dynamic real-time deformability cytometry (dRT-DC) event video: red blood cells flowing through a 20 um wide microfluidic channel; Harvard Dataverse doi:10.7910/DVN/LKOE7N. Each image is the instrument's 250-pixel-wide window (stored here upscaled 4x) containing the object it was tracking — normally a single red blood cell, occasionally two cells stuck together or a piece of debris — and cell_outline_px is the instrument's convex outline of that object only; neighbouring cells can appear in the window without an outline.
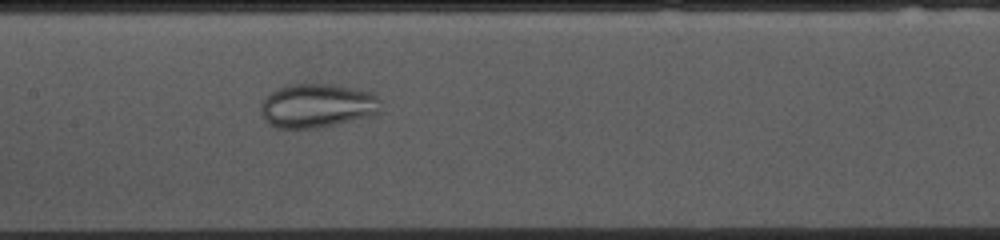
{"species": "common noctule bat (a hibernating species)", "species_latin": "Nyctalus noctula", "temperature_condition": "cold", "stored_images_in_passage": 52, "camera_frame_rate_fps": 3000, "um_per_image_px": 0.085, "animal": {"sex": "female", "body_mass_g": 10.0, "forearm_length_mm": 53.1}, "frame": {"image": 1, "passage_image": 23, "time_ms": 7.333, "image_size_px": [1000, 240], "cell_outline_px": [[380, 112], [368, 116], [336, 124], [316, 128], [276, 128], [264, 120], [260, 112], [260, 104], [272, 92], [280, 88], [292, 84], [332, 84], [372, 92], [380, 100]], "centroid_in_image_um": [26.95, 8.99], "position_along_channel_um": 180.5, "area_um2": 30.52}}
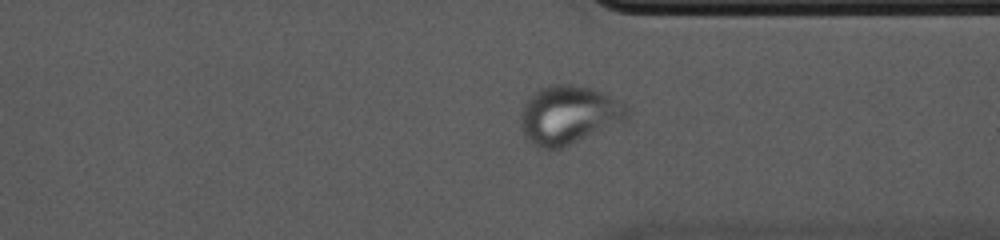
{"frame": {"image": 2, "passage_image": 38, "time_ms": 12.333, "image_size_px": [1000, 240], "cell_outline_px": [[632, 112], [628, 124], [560, 148], [540, 148], [532, 144], [524, 136], [520, 128], [520, 116], [524, 104], [528, 96], [540, 88], [552, 84], [568, 84], [592, 88], [620, 100], [628, 104]], "centroid_in_image_um": [48.45, 9.79], "position_along_channel_um": 362.9, "area_um2": 37.8}}
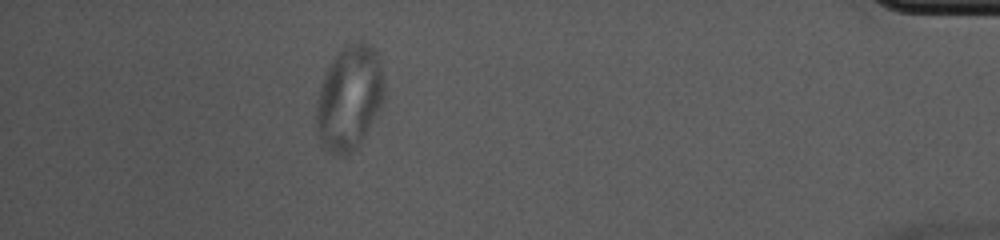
{"frame": {"image": 3, "passage_image": 46, "time_ms": 15.0, "image_size_px": [1000, 240], "cell_outline_px": [[384, 100], [376, 116], [360, 144], [348, 156], [340, 156], [328, 152], [320, 144], [316, 136], [316, 100], [320, 84], [332, 60], [348, 44], [360, 40], [364, 40], [372, 44], [380, 52], [384, 84]], "centroid_in_image_um": [29.7, 8.33], "position_along_channel_um": 405.5, "area_um2": 42.37}}